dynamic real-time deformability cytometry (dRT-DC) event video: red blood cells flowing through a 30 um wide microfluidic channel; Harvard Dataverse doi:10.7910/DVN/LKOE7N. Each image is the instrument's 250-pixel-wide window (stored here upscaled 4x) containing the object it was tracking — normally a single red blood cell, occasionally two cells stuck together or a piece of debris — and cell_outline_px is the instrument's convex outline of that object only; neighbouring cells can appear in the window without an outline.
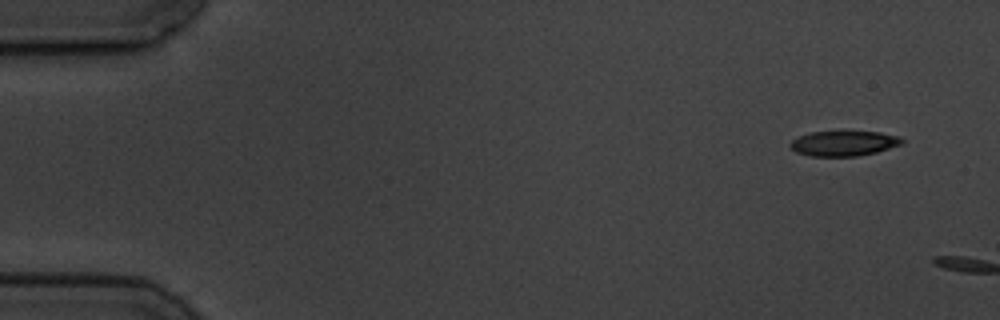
{"species": "common noctule bat (a hibernating species)", "species_latin": "Nyctalus noctula", "temperature_condition": "cold", "stored_images_in_passage": 5, "camera_frame_rate_fps": 3000, "um_per_image_px": 0.085, "animal": {"sex": "male", "body_mass_g": 19.5, "forearm_length_mm": 54.6}, "frame": {"image": 1, "passage_image": 1, "time_ms": 0.0, "image_size_px": [1000, 320], "cell_outline_px": [[904, 144], [876, 152], [856, 156], [808, 156], [796, 152], [788, 144], [792, 140], [800, 136], [812, 132], [880, 132], [900, 136], [904, 140]], "centroid_in_image_um": [71.75, 12.19], "position_along_channel_um": 13.3, "area_um2": 16.3}}